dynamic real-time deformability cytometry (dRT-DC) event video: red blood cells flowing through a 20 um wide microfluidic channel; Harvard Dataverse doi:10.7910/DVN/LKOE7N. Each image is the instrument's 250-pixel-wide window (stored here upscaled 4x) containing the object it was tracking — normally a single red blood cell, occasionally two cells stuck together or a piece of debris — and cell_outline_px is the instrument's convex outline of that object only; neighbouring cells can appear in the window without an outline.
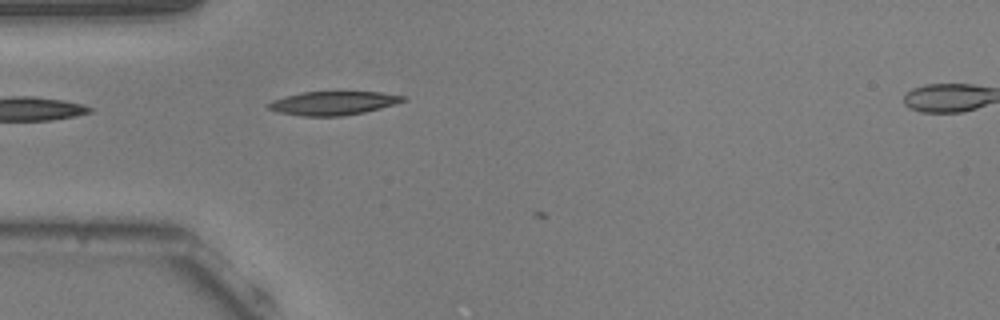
{"species": "common noctule bat (a hibernating species)", "species_latin": "Nyctalus noctula", "temperature_condition": "warm", "stored_images_in_passage": 5, "camera_frame_rate_fps": 3000, "um_per_image_px": 0.085, "animal": {"sex": "male", "body_mass_g": 20.5, "forearm_length_mm": 52.5}, "frame": {"image": 1, "passage_image": 1, "time_ms": 0.0, "image_size_px": [1000, 320], "cell_outline_px": [[408, 100], [380, 108], [364, 112], [344, 116], [300, 116], [280, 112], [268, 108], [268, 104], [272, 100], [284, 96], [300, 92], [380, 92], [408, 96]], "centroid_in_image_um": [28.35, 8.76], "position_along_channel_um": 56.6, "area_um2": 18.61}}
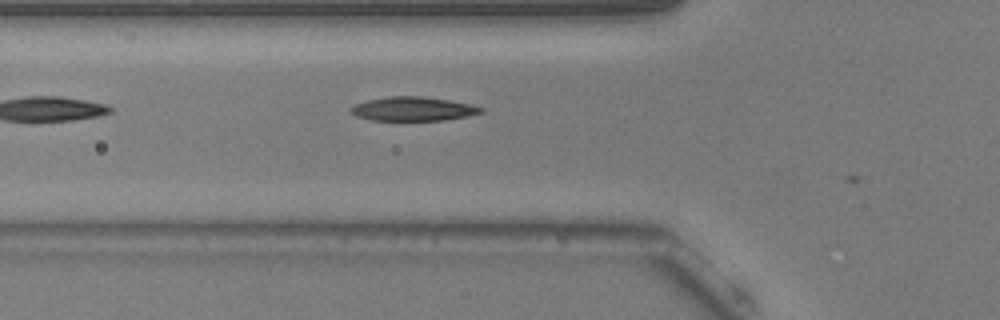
{"frame": {"image": 2, "passage_image": 4, "time_ms": 1.0, "image_size_px": [1000, 320], "cell_outline_px": [[484, 112], [444, 120], [372, 120], [356, 116], [348, 112], [348, 108], [356, 104], [368, 100], [388, 96], [420, 96], [448, 100], [468, 104], [484, 108]], "centroid_in_image_um": [35.04, 9.25], "position_along_channel_um": 90.8, "area_um2": 18.03}}